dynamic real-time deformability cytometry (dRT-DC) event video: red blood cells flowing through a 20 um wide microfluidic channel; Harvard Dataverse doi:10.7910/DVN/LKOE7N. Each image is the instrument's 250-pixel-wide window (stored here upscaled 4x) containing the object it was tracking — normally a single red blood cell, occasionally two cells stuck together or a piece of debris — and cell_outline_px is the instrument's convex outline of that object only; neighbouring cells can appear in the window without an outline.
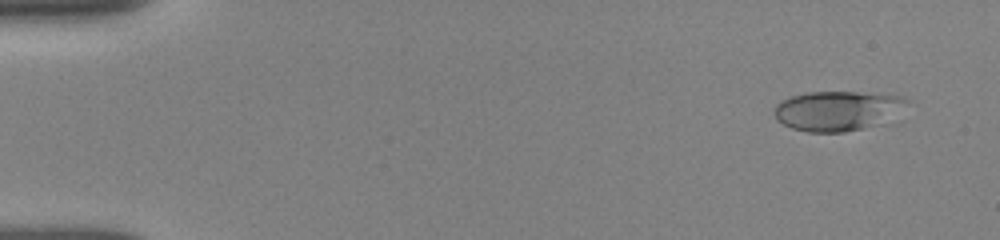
{"species": "human", "species_latin": "Homo sapiens", "temperature_condition": "room temperature", "stored_images_in_passage": 33, "camera_frame_rate_fps": 3000, "um_per_image_px": 0.085, "donor": {"sex": "female"}, "frame": {"image": 1, "passage_image": 2, "time_ms": 0.667, "image_size_px": [1000, 240], "cell_outline_px": [[912, 100], [884, 124], [844, 132], [808, 132], [792, 128], [776, 120], [776, 104], [780, 100], [792, 96], [808, 92], [856, 92], [904, 96]], "centroid_in_image_um": [71.23, 9.41], "position_along_channel_um": 13.8, "area_um2": 30.87}}
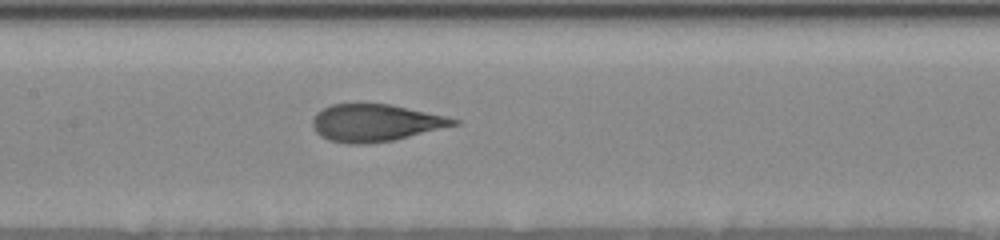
{"frame": {"image": 2, "passage_image": 20, "time_ms": 8.0, "image_size_px": [1000, 240], "cell_outline_px": [[460, 124], [396, 140], [364, 144], [348, 144], [328, 140], [320, 136], [316, 132], [312, 124], [312, 120], [316, 112], [332, 104], [388, 104], [444, 116], [460, 120]], "centroid_in_image_um": [31.89, 10.46], "position_along_channel_um": 175.5, "area_um2": 30.52}}
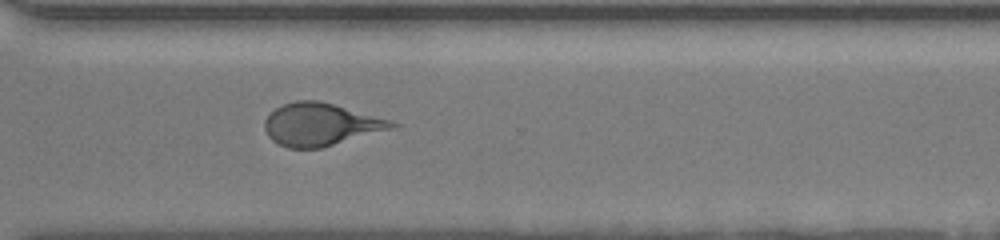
{"frame": {"image": 3, "passage_image": 33, "time_ms": 12.333, "image_size_px": [1000, 240], "cell_outline_px": [[400, 128], [320, 148], [288, 148], [272, 140], [268, 136], [264, 128], [264, 120], [276, 108], [284, 104], [296, 100], [320, 100], [392, 120], [400, 124]], "centroid_in_image_um": [27.34, 10.58], "position_along_channel_um": 343.3, "area_um2": 31.96}}